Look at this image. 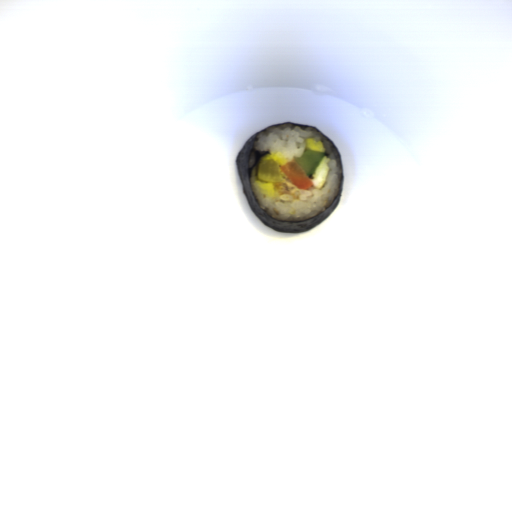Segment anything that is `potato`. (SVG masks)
Here are the masks:
<instances>
[{
    "label": "potato",
    "instance_id": "1",
    "mask_svg": "<svg viewBox=\"0 0 512 512\" xmlns=\"http://www.w3.org/2000/svg\"><path fill=\"white\" fill-rule=\"evenodd\" d=\"M257 181L266 183L283 182V175L275 160L262 158L256 170Z\"/></svg>",
    "mask_w": 512,
    "mask_h": 512
}]
</instances>
